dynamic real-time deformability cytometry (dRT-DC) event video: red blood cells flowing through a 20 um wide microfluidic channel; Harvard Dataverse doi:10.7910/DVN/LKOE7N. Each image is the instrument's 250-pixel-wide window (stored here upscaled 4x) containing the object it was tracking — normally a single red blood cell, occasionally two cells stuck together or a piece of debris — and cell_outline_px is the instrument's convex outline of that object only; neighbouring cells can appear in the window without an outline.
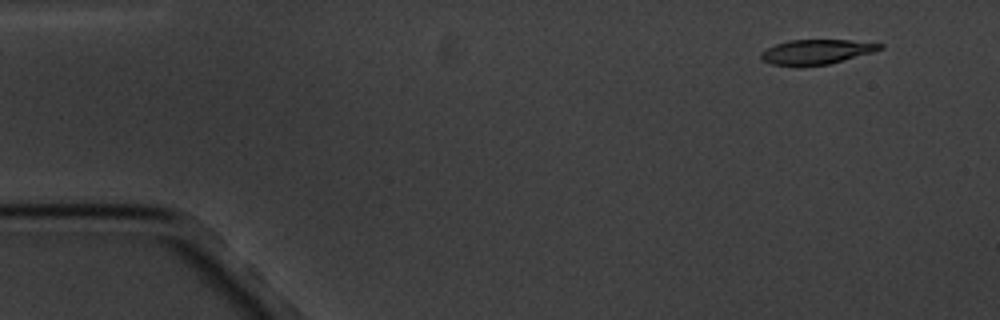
{"species": "common noctule bat (a hibernating species)", "species_latin": "Nyctalus noctula", "temperature_condition": "cold", "stored_images_in_passage": 8, "camera_frame_rate_fps": 3000, "um_per_image_px": 0.085, "animal": {"sex": "male", "body_mass_g": 20.1, "forearm_length_mm": 53.5}, "frame": {"image": 1, "passage_image": 2, "time_ms": 1.0, "image_size_px": [1000, 320], "cell_outline_px": [[884, 48], [872, 52], [828, 64], [772, 64], [764, 60], [760, 56], [768, 48], [776, 44], [788, 40], [848, 40], [884, 44]], "centroid_in_image_um": [69.46, 4.37], "position_along_channel_um": 15.5, "area_um2": 16.36}}
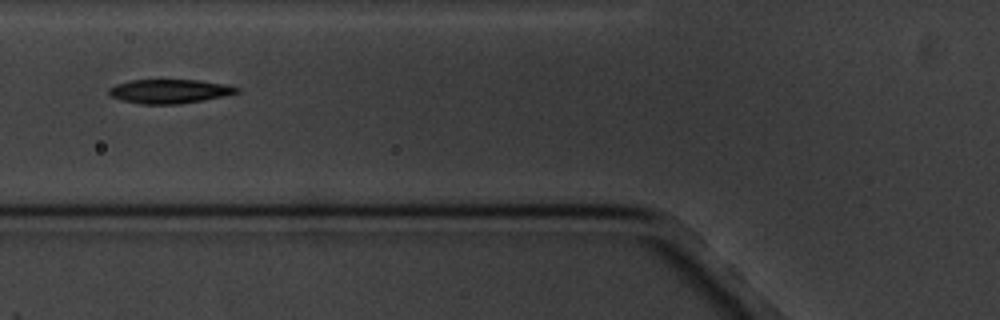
{"frame": {"image": 2, "passage_image": 6, "time_ms": 6.667, "image_size_px": [1000, 320], "cell_outline_px": [[240, 92], [204, 100], [180, 104], [140, 104], [120, 100], [108, 96], [108, 88], [116, 84], [132, 80], [196, 80], [232, 84], [240, 88]], "centroid_in_image_um": [14.42, 7.76], "position_along_channel_um": 111.4, "area_um2": 18.21}}
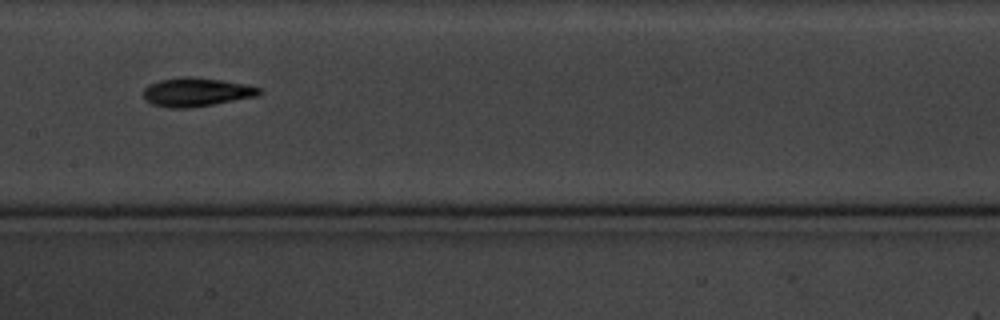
{"frame": {"image": 3, "passage_image": 8, "time_ms": 9.0, "image_size_px": [1000, 320], "cell_outline_px": [[264, 92], [256, 96], [212, 104], [188, 108], [168, 108], [152, 104], [144, 100], [144, 88], [148, 84], [160, 80], [184, 76], [188, 76], [220, 80], [248, 84], [264, 88]], "centroid_in_image_um": [16.7, 7.82], "position_along_channel_um": 190.7, "area_um2": 19.48}}